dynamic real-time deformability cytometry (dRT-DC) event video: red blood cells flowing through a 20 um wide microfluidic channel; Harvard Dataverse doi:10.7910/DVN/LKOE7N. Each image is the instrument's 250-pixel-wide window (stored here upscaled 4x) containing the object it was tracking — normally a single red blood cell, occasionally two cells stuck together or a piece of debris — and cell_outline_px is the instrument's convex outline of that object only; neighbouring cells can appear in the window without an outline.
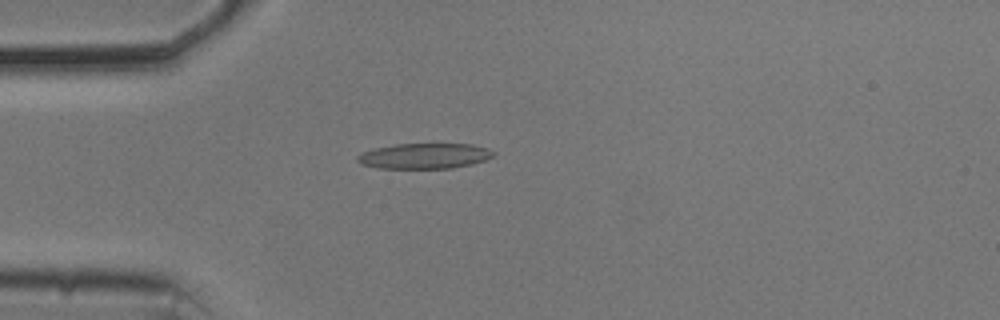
{"species": "common noctule bat (a hibernating species)", "species_latin": "Nyctalus noctula", "temperature_condition": "cold", "stored_images_in_passage": 54, "camera_frame_rate_fps": 3000, "um_per_image_px": 0.085, "animal": {"sex": "male", "body_mass_g": 20.5, "forearm_length_mm": 52.5}, "frame": {"image": 1, "passage_image": 14, "time_ms": 4.333, "image_size_px": [1000, 320], "cell_outline_px": [[496, 152], [492, 156], [484, 160], [472, 164], [452, 168], [380, 168], [360, 164], [356, 160], [356, 156], [360, 152], [376, 148], [396, 144], [472, 144], [488, 148]], "centroid_in_image_um": [36.06, 13.25], "position_along_channel_um": 48.9, "area_um2": 20.17}}
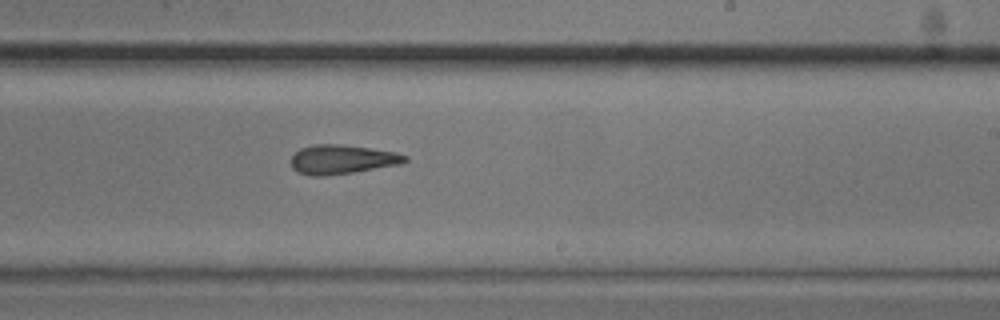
{"frame": {"image": 2, "passage_image": 32, "time_ms": 10.333, "image_size_px": [1000, 320], "cell_outline_px": [[408, 160], [400, 164], [352, 172], [324, 176], [312, 176], [296, 172], [292, 168], [292, 156], [300, 148], [312, 144], [340, 144], [396, 152], [408, 156]], "centroid_in_image_um": [29.05, 13.55], "position_along_channel_um": 260.0, "area_um2": 19.31}}
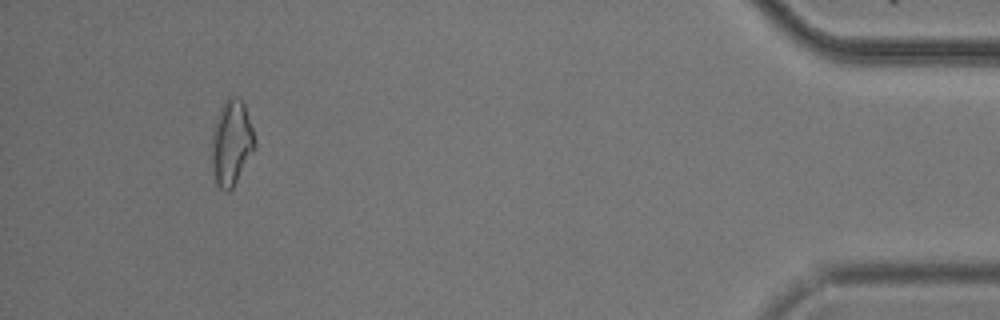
{"frame": {"image": 3, "passage_image": 50, "time_ms": 16.333, "image_size_px": [1000, 320], "cell_outline_px": [[256, 148], [232, 188], [228, 192], [220, 188], [216, 184], [212, 160], [212, 132], [216, 116], [224, 100], [228, 96], [240, 96], [244, 104], [256, 140]], "centroid_in_image_um": [19.68, 12.09], "position_along_channel_um": 415.5, "area_um2": 21.5}, "authors_computed_cell_mechanics": {"area_um2": 20.0277, "velocity_mm_per_s": 3.7084, "shape_relaxation_time_tau1_ms": 4.8626, "shape_relaxation_time_tau2_ms": 5.4078, "deformation_change_tau1": 0.1487, "deformation_change_tau2": 0.1675}}